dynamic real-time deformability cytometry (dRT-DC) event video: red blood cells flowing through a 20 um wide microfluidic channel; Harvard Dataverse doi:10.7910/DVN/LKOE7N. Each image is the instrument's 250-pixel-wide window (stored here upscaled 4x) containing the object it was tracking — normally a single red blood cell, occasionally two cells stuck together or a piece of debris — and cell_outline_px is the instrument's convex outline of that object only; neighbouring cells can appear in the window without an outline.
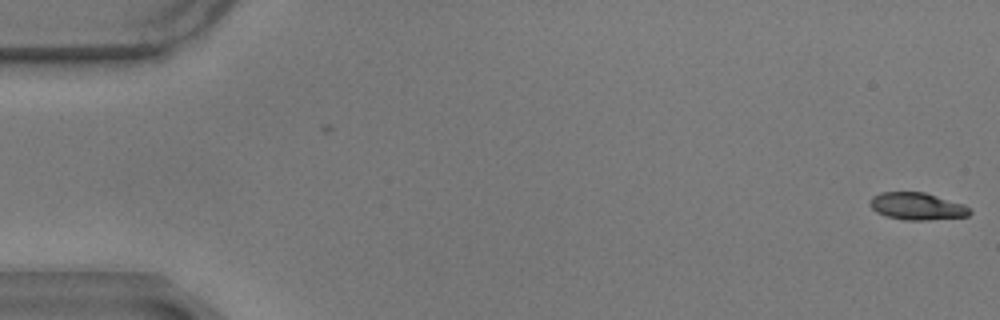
{"species": "common noctule bat (a hibernating species)", "species_latin": "Nyctalus noctula", "temperature_condition": "warm", "stored_images_in_passage": 58, "camera_frame_rate_fps": 3000, "um_per_image_px": 0.085, "animal": {"sex": "male", "body_mass_g": 17.9}, "frame": {"image": 1, "passage_image": 1, "time_ms": 0.0, "image_size_px": [1000, 320], "cell_outline_px": [[972, 212], [968, 216], [928, 220], [904, 220], [888, 216], [876, 212], [868, 204], [868, 200], [872, 196], [880, 192], [924, 192], [964, 204], [972, 208]], "centroid_in_image_um": [77.95, 17.53], "position_along_channel_um": 7.0, "area_um2": 16.01}}
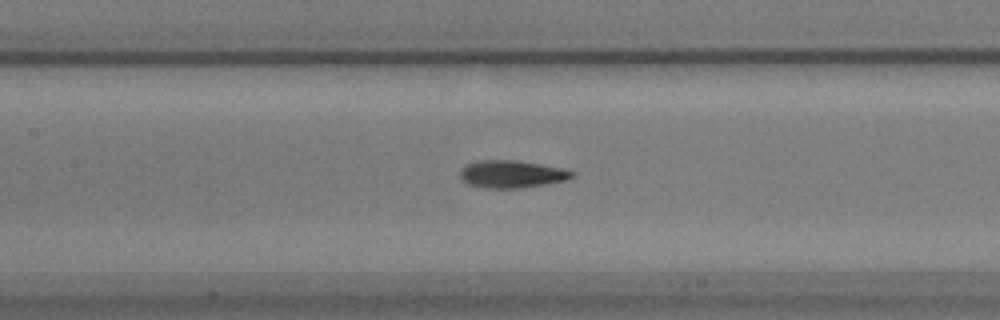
{"frame": {"image": 2, "passage_image": 27, "time_ms": 8.667, "image_size_px": [1000, 320], "cell_outline_px": [[576, 172], [572, 176], [564, 180], [544, 184], [520, 188], [484, 188], [468, 184], [460, 176], [460, 168], [464, 164], [476, 160], [516, 160], [564, 168]], "centroid_in_image_um": [43.45, 14.78], "position_along_channel_um": 164.0, "area_um2": 17.98}}
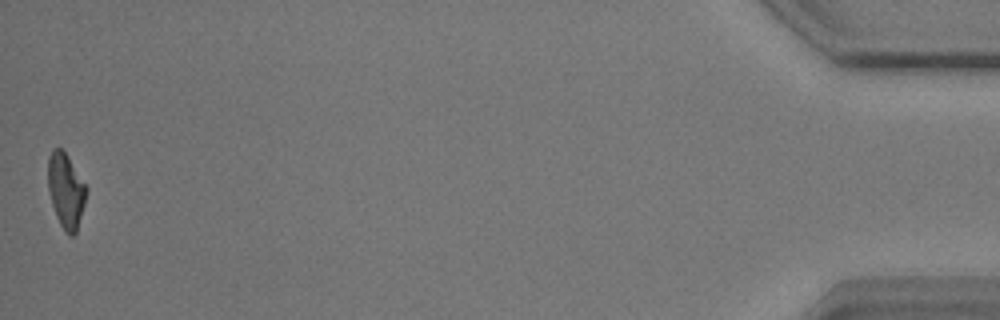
{"frame": {"image": 3, "passage_image": 58, "time_ms": 19.0, "image_size_px": [1000, 320], "cell_outline_px": [[88, 192], [76, 232], [72, 236], [68, 236], [64, 232], [56, 216], [52, 204], [48, 188], [48, 156], [52, 148], [60, 148], [68, 156], [88, 188]], "centroid_in_image_um": [5.6, 16.2], "position_along_channel_um": 429.6, "area_um2": 16.82}, "authors_computed_cell_mechanics": {"area_um2": 17.4845, "velocity_mm_per_s": 3.4828, "shape_relaxation_time_tau1_ms": 4.0786, "shape_relaxation_time_tau2_ms": 2.5841, "deformation_change_tau1": 0.1623, "deformation_change_tau2": 0.0899}}